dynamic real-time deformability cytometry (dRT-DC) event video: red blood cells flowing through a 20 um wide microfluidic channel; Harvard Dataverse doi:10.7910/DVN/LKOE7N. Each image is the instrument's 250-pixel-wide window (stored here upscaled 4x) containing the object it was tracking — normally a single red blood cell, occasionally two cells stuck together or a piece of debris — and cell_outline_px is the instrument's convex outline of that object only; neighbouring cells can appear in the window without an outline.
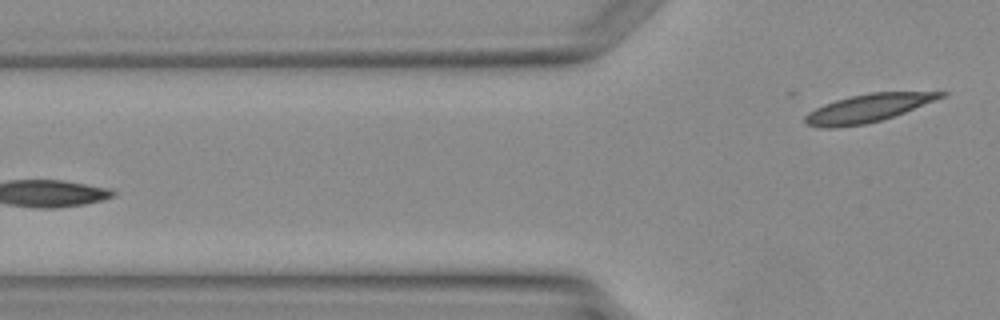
{"species": "Egyptian fruit bat (a non-hibernating species)", "species_latin": "Rousettus aegyptiacus", "temperature_condition": "warm", "stored_images_in_passage": 3, "camera_frame_rate_fps": 3000, "um_per_image_px": 0.085, "animal": {"sex": "female"}, "frame": {"image": 1, "passage_image": 3, "time_ms": 2.333, "image_size_px": [1000, 320], "cell_outline_px": [[948, 92], [944, 96], [904, 112], [880, 120], [864, 124], [832, 128], [824, 128], [804, 124], [804, 116], [808, 112], [824, 104], [848, 96], [872, 92]], "centroid_in_image_um": [73.68, 9.2], "position_along_channel_um": 52.1, "area_um2": 21.79}}